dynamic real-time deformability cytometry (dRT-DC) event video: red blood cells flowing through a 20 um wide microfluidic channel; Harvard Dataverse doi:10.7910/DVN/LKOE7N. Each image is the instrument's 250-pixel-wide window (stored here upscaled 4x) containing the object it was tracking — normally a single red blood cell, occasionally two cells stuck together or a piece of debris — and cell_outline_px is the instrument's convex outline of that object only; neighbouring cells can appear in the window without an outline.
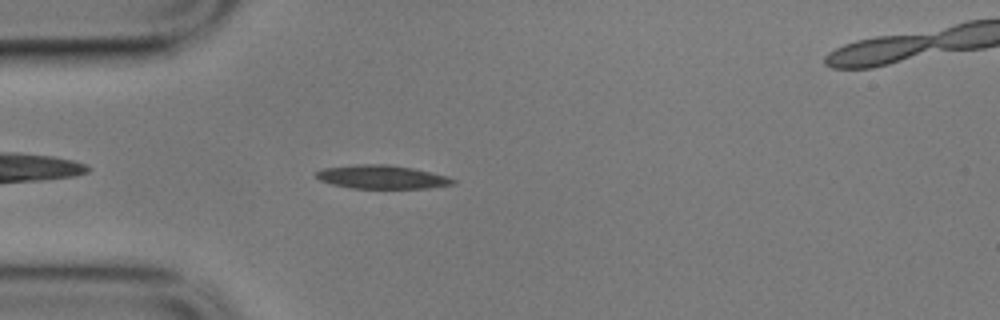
{"species": "common noctule bat (a hibernating species)", "species_latin": "Nyctalus noctula", "temperature_condition": "cold", "stored_images_in_passage": 47, "camera_frame_rate_fps": 3000, "um_per_image_px": 0.085, "animal": {"sex": "male", "body_mass_g": 17.9}, "frame": {"image": 1, "passage_image": 5, "time_ms": 1.333, "image_size_px": [1000, 320], "cell_outline_px": [[456, 184], [428, 188], [348, 188], [332, 184], [320, 180], [316, 176], [316, 172], [324, 168], [352, 164], [388, 164], [412, 168], [432, 172], [448, 176], [456, 180]], "centroid_in_image_um": [32.48, 15.04], "position_along_channel_um": 52.5, "area_um2": 18.9}}
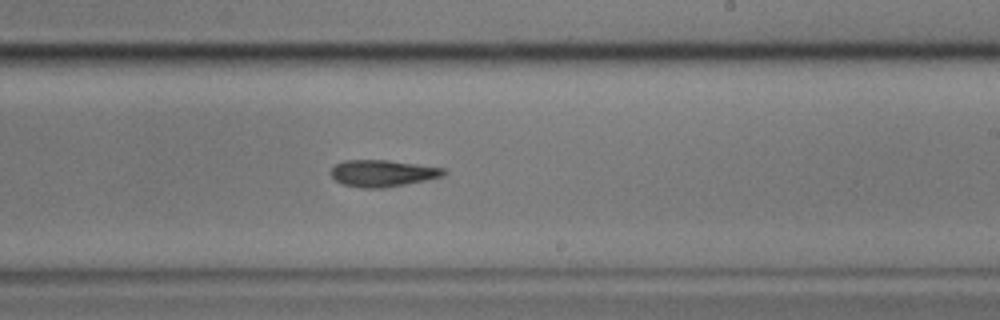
{"frame": {"image": 2, "passage_image": 23, "time_ms": 7.333, "image_size_px": [1000, 320], "cell_outline_px": [[448, 172], [444, 176], [384, 188], [360, 188], [344, 184], [336, 180], [332, 176], [332, 168], [336, 164], [344, 160], [388, 160], [448, 168]], "centroid_in_image_um": [32.58, 14.72], "position_along_channel_um": 256.4, "area_um2": 17.57}}
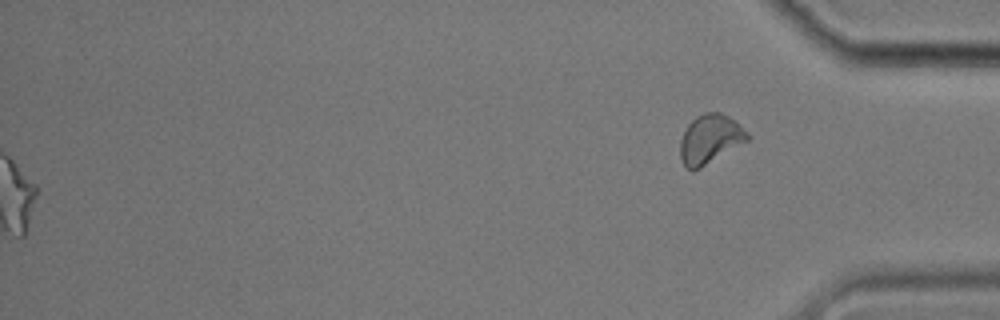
{"frame": {"image": 3, "passage_image": 47, "time_ms": 15.333, "image_size_px": [1000, 320], "cell_outline_px": [[748, 140], [700, 168], [692, 172], [684, 164], [680, 156], [680, 140], [688, 124], [696, 116], [704, 112], [720, 112], [736, 120], [748, 132]], "centroid_in_image_um": [60.35, 11.8], "position_along_channel_um": 374.9, "area_um2": 19.13}, "authors_computed_cell_mechanics": {"area_um2": 18.207, "velocity_mm_per_s": 3.5195, "shape_relaxation_time_tau1_ms": null, "shape_relaxation_time_tau2_ms": 7.7178, "deformation_change_tau1": null, "deformation_change_tau2": 0.189}}